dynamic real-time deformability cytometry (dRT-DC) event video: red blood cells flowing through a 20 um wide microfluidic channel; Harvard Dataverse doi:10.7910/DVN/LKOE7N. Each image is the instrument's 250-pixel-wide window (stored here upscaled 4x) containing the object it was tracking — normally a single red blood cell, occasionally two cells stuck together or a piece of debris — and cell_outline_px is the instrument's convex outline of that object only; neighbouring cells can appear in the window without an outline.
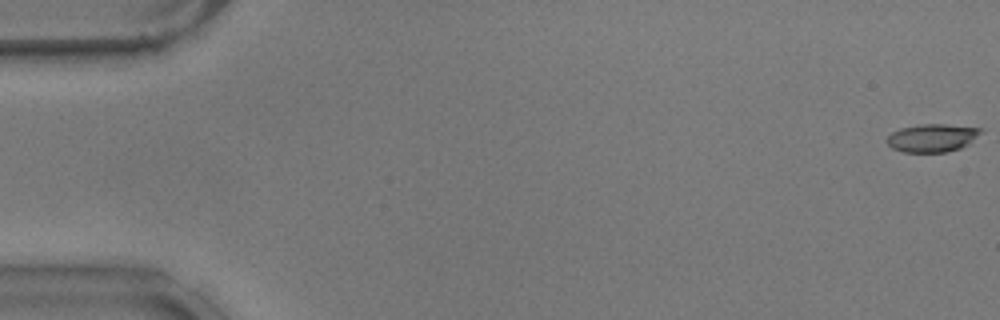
{"species": "common noctule bat (a hibernating species)", "species_latin": "Nyctalus noctula", "temperature_condition": "warm", "stored_images_in_passage": 12, "camera_frame_rate_fps": 3000, "um_per_image_px": 0.085, "animal": {"sex": "male", "body_mass_g": 17.9}, "frame": {"image": 1, "passage_image": 1, "time_ms": 0.0, "image_size_px": [1000, 320], "cell_outline_px": [[984, 132], [968, 144], [960, 148], [948, 152], [904, 152], [892, 148], [888, 144], [888, 136], [892, 132], [900, 128], [920, 124], [944, 124], [984, 128]], "centroid_in_image_um": [79.29, 11.71], "position_along_channel_um": 5.7, "area_um2": 15.43}}